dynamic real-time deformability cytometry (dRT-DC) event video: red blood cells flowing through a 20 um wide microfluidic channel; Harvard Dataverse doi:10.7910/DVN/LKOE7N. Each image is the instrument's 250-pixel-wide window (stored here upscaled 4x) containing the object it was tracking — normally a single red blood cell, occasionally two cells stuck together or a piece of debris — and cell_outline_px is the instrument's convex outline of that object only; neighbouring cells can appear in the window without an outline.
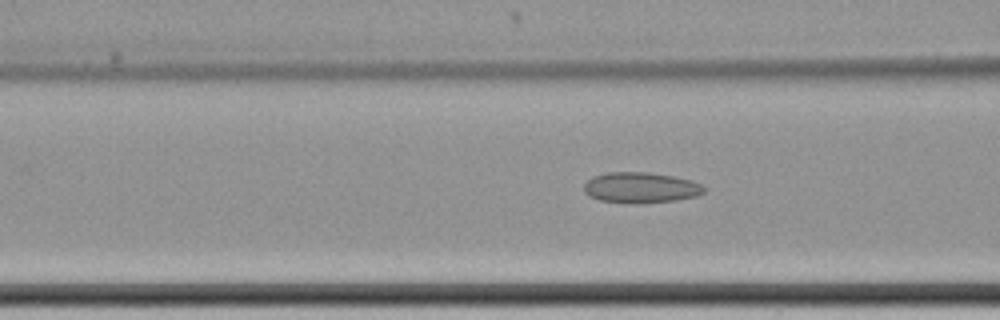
{"species": "common noctule bat (a hibernating species)", "species_latin": "Nyctalus noctula", "temperature_condition": "cold", "stored_images_in_passage": 51, "camera_frame_rate_fps": 3000, "um_per_image_px": 0.085, "animal": {"sex": "female", "body_mass_g": 22.7, "forearm_length_mm": 54.2}, "frame": {"image": 1, "passage_image": 15, "time_ms": 4.667, "image_size_px": [1000, 320], "cell_outline_px": [[708, 188], [704, 192], [696, 196], [676, 200], [636, 204], [600, 200], [588, 196], [584, 192], [584, 184], [592, 176], [608, 172], [648, 172], [672, 176], [692, 180]], "centroid_in_image_um": [54.46, 15.95], "position_along_channel_um": 112.1, "area_um2": 21.62}}
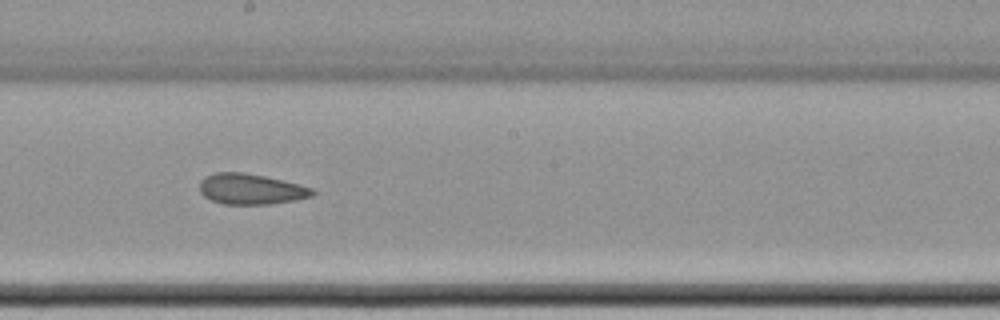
{"frame": {"image": 2, "passage_image": 25, "time_ms": 8.0, "image_size_px": [1000, 320], "cell_outline_px": [[316, 192], [312, 196], [272, 204], [224, 204], [212, 200], [204, 196], [200, 192], [200, 180], [204, 176], [216, 172], [244, 172], [264, 176], [312, 188]], "centroid_in_image_um": [21.28, 16.07], "position_along_channel_um": 226.9, "area_um2": 19.94}}
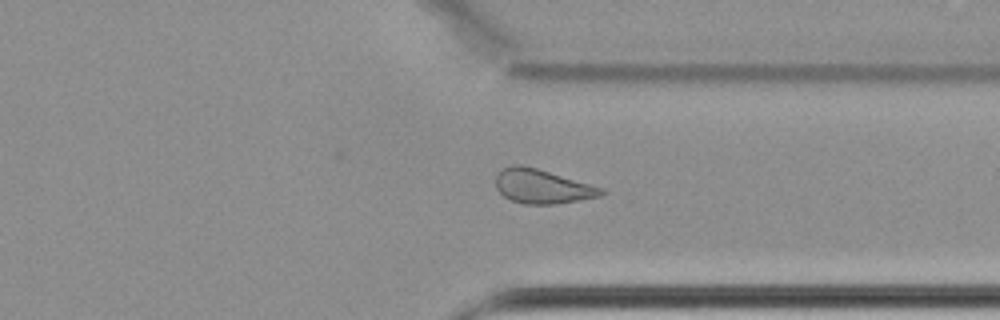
{"frame": {"image": 3, "passage_image": 37, "time_ms": 12.0, "image_size_px": [1000, 320], "cell_outline_px": [[608, 192], [600, 196], [552, 204], [524, 204], [512, 200], [504, 196], [496, 188], [496, 172], [512, 164], [520, 164], [536, 168], [604, 188]], "centroid_in_image_um": [46.07, 15.83], "position_along_channel_um": 365.3, "area_um2": 20.87}, "authors_computed_cell_mechanics": {"area_um2": 21.386, "velocity_mm_per_s": 3.4404, "shape_relaxation_time_tau1_ms": null, "shape_relaxation_time_tau2_ms": 3.2484, "deformation_change_tau1": null, "deformation_change_tau2": 0.1112}}